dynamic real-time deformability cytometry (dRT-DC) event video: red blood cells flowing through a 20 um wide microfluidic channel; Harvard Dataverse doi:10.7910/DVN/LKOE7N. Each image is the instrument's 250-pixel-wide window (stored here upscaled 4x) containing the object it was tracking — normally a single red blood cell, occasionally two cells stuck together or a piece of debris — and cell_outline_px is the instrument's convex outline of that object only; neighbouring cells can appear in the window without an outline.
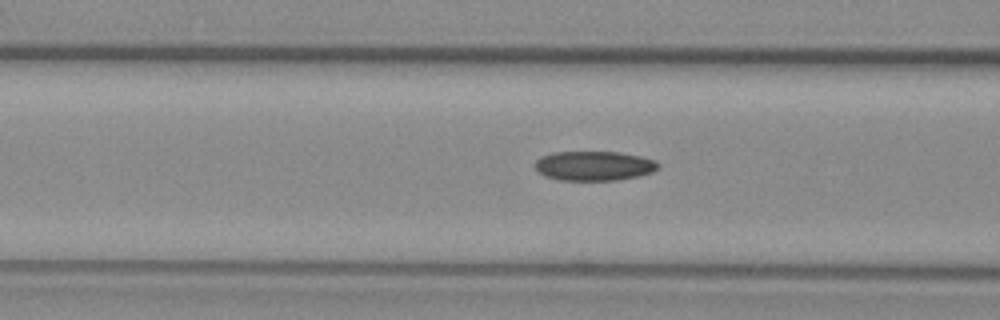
{"species": "common noctule bat (a hibernating species)", "species_latin": "Nyctalus noctula", "temperature_condition": "warm", "stored_images_in_passage": 54, "camera_frame_rate_fps": 3000, "um_per_image_px": 0.085, "animal": {"sex": "female", "body_mass_g": 29.2, "forearm_length_mm": 56.3}, "frame": {"image": 1, "passage_image": 20, "time_ms": 6.333, "image_size_px": [1000, 320], "cell_outline_px": [[660, 164], [652, 172], [640, 176], [616, 180], [560, 180], [544, 176], [532, 164], [540, 156], [552, 152], [620, 152], [640, 156], [652, 160]], "centroid_in_image_um": [50.45, 14.09], "position_along_channel_um": 116.2, "area_um2": 21.21}}
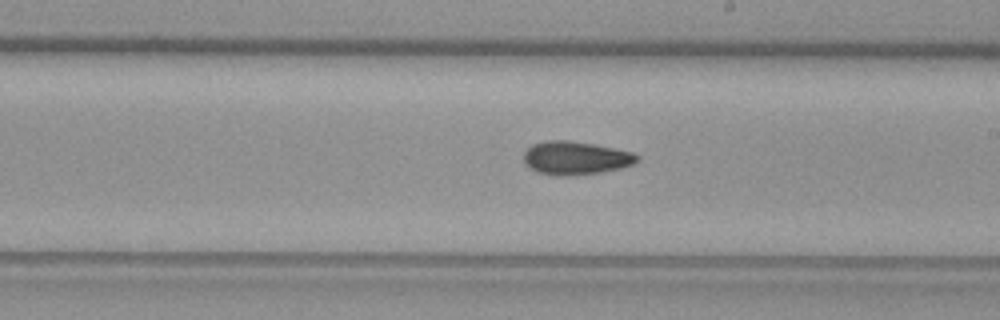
{"frame": {"image": 2, "passage_image": 30, "time_ms": 9.667, "image_size_px": [1000, 320], "cell_outline_px": [[640, 160], [632, 164], [620, 168], [600, 172], [568, 176], [552, 176], [536, 172], [528, 168], [524, 164], [524, 152], [532, 144], [548, 140], [568, 140], [592, 144], [632, 152], [640, 156]], "centroid_in_image_um": [48.88, 13.44], "position_along_channel_um": 240.1, "area_um2": 22.14}}
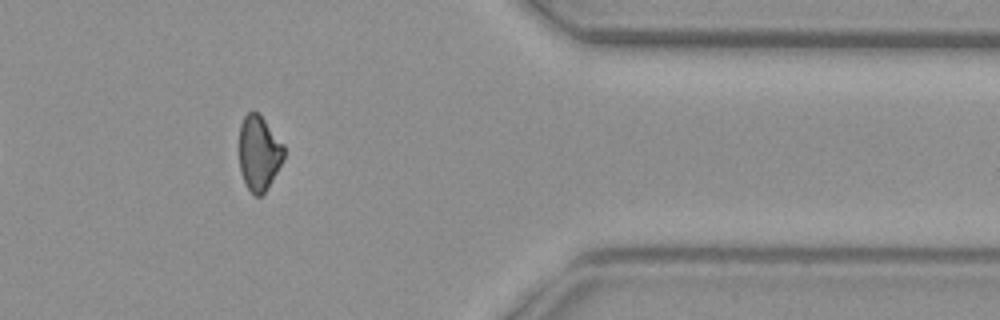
{"frame": {"image": 3, "passage_image": 44, "time_ms": 14.333, "image_size_px": [1000, 320], "cell_outline_px": [[284, 160], [272, 180], [264, 192], [260, 196], [256, 196], [248, 188], [240, 172], [240, 124], [244, 116], [248, 112], [256, 112], [264, 120], [284, 144]], "centroid_in_image_um": [22.02, 13.01], "position_along_channel_um": 389.4, "area_um2": 19.25}, "authors_computed_cell_mechanics": {"area_um2": 20.7791, "velocity_mm_per_s": 3.7199, "shape_relaxation_time_tau1_ms": null, "shape_relaxation_time_tau2_ms": 6.0363, "deformation_change_tau1": null, "deformation_change_tau2": 0.1182}}